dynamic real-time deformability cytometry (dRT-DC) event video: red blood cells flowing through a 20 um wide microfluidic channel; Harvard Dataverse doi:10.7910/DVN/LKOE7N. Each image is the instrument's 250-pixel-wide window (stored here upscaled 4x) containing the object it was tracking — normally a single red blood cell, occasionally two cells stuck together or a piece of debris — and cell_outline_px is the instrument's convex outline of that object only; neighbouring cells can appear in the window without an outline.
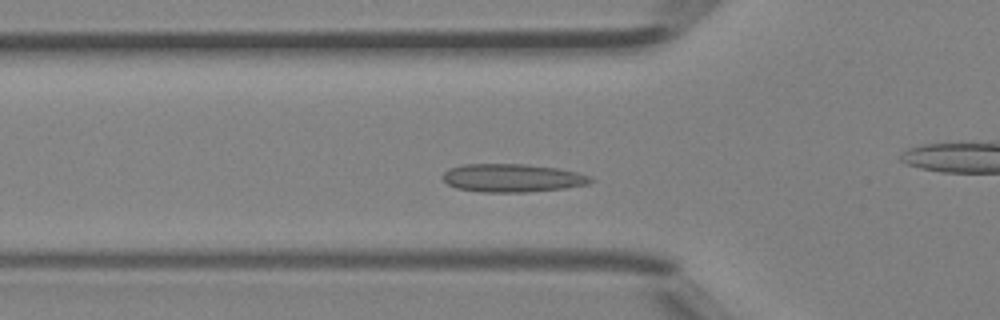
{"species": "Egyptian fruit bat (a non-hibernating species)", "species_latin": "Rousettus aegyptiacus", "temperature_condition": "room temperature", "stored_images_in_passage": 39, "camera_frame_rate_fps": 3000, "um_per_image_px": 0.085, "animal": {"sex": "female"}, "frame": {"image": 1, "passage_image": 10, "time_ms": 3.0, "image_size_px": [1000, 320], "cell_outline_px": [[596, 180], [588, 184], [564, 188], [528, 192], [480, 192], [456, 188], [448, 184], [440, 176], [448, 168], [464, 164], [524, 164], [556, 168], [576, 172], [592, 176]], "centroid_in_image_um": [43.54, 15.13], "position_along_channel_um": 82.3, "area_um2": 24.45}}
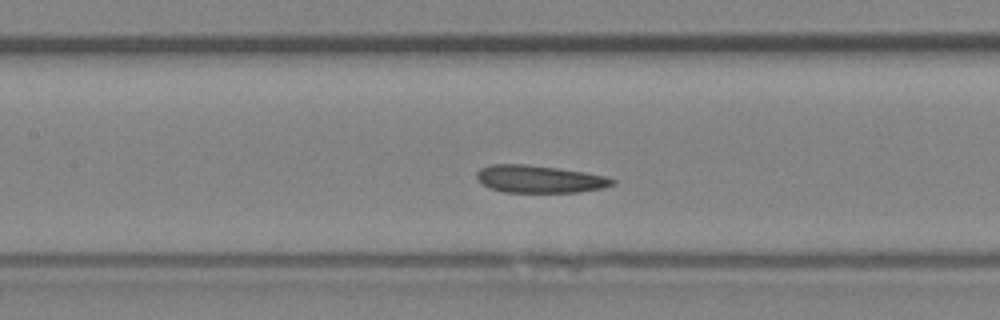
{"frame": {"image": 2, "passage_image": 15, "time_ms": 4.667, "image_size_px": [1000, 320], "cell_outline_px": [[616, 184], [604, 188], [580, 192], [504, 192], [488, 188], [476, 176], [476, 172], [480, 168], [492, 164], [524, 164], [556, 168], [584, 172], [604, 176], [616, 180]], "centroid_in_image_um": [45.87, 15.23], "position_along_channel_um": 161.5, "area_um2": 21.68}}
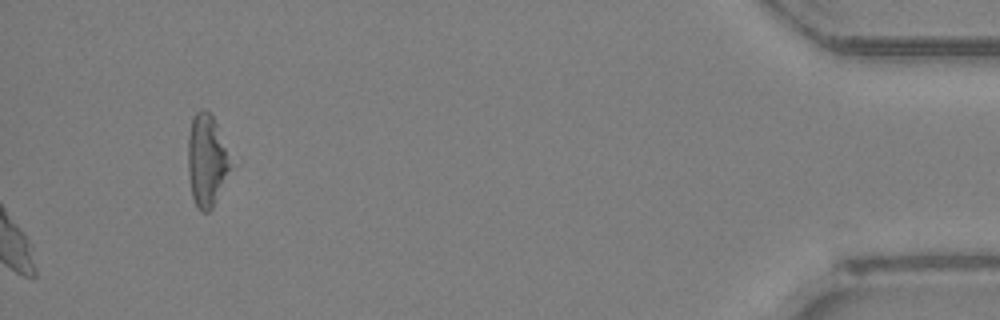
{"frame": {"image": 3, "passage_image": 39, "time_ms": 12.667, "image_size_px": [1000, 320], "cell_outline_px": [[228, 168], [212, 208], [208, 212], [200, 212], [196, 208], [192, 196], [188, 176], [188, 136], [192, 116], [200, 108], [204, 108], [212, 116], [216, 124], [224, 148], [228, 164]], "centroid_in_image_um": [17.46, 13.63], "position_along_channel_um": 417.7, "area_um2": 21.79}}